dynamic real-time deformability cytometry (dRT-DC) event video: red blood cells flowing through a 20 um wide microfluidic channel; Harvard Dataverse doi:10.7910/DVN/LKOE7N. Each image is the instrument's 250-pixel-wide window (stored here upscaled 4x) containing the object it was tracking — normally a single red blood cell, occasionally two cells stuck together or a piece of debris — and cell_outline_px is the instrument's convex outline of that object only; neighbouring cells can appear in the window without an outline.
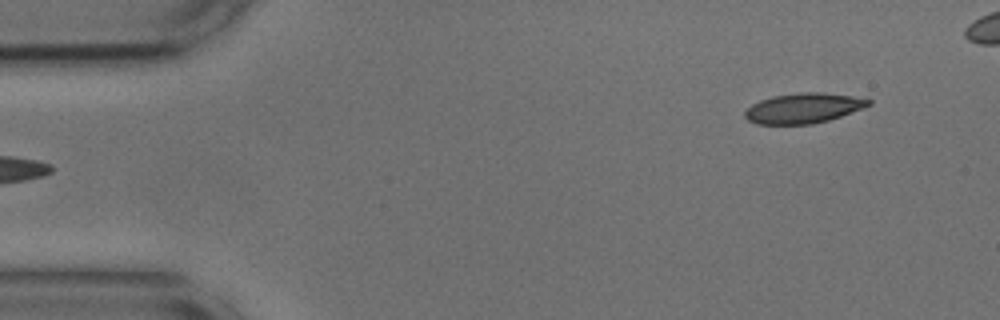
{"species": "common noctule bat (a hibernating species)", "species_latin": "Nyctalus noctula", "temperature_condition": "cold", "stored_images_in_passage": 46, "camera_frame_rate_fps": 3000, "um_per_image_px": 0.085, "animal": {"sex": "male", "body_mass_g": 17.9, "forearm_length_mm": 54.2}, "frame": {"image": 1, "passage_image": 1, "time_ms": 0.0, "image_size_px": [1000, 320], "cell_outline_px": [[872, 104], [840, 116], [828, 120], [812, 124], [756, 124], [748, 120], [744, 116], [744, 112], [752, 104], [760, 100], [772, 96], [800, 92], [820, 92], [848, 96], [872, 100]], "centroid_in_image_um": [68.24, 9.19], "position_along_channel_um": 16.8, "area_um2": 21.44}}
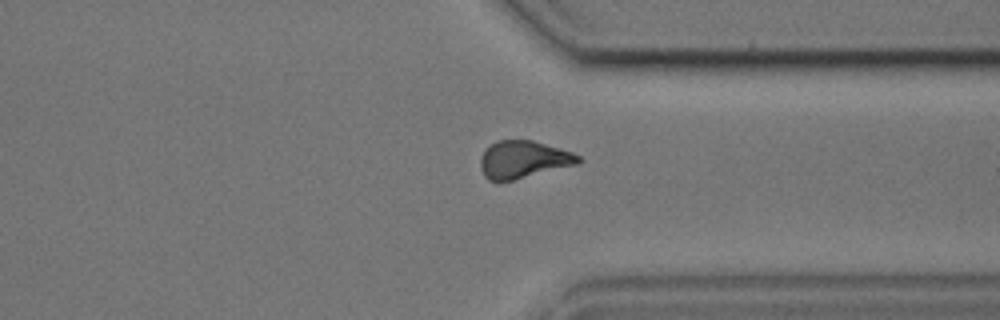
{"frame": {"image": 2, "passage_image": 37, "time_ms": 12.0, "image_size_px": [1000, 320], "cell_outline_px": [[584, 160], [580, 164], [512, 180], [488, 180], [484, 176], [480, 168], [480, 156], [496, 140], [532, 140], [572, 152], [580, 156]], "centroid_in_image_um": [44.52, 13.56], "position_along_channel_um": 366.9, "area_um2": 21.33}}
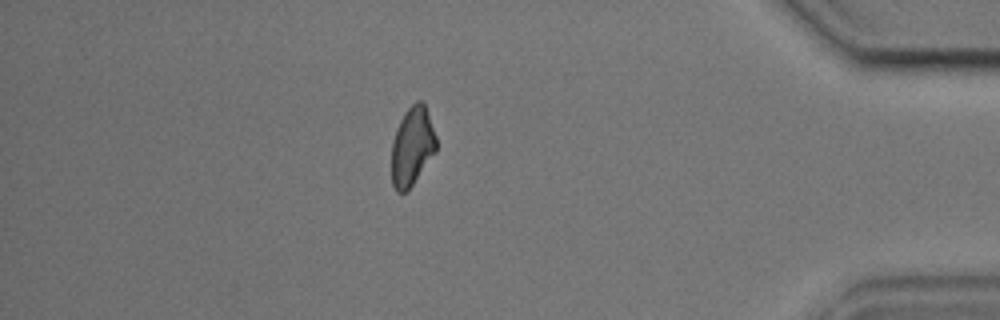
{"frame": {"image": 3, "passage_image": 43, "time_ms": 14.0, "image_size_px": [1000, 320], "cell_outline_px": [[436, 152], [412, 184], [404, 192], [396, 192], [392, 184], [392, 140], [400, 120], [404, 112], [416, 100], [420, 100], [424, 104], [436, 136]], "centroid_in_image_um": [35.02, 12.43], "position_along_channel_um": 400.2, "area_um2": 20.23}, "authors_computed_cell_mechanics": {"area_um2": 22.2241, "velocity_mm_per_s": 3.6522, "shape_relaxation_time_tau1_ms": 3.3945, "shape_relaxation_time_tau2_ms": 4.3778, "deformation_change_tau1": 0.1039, "deformation_change_tau2": 0.1029}}